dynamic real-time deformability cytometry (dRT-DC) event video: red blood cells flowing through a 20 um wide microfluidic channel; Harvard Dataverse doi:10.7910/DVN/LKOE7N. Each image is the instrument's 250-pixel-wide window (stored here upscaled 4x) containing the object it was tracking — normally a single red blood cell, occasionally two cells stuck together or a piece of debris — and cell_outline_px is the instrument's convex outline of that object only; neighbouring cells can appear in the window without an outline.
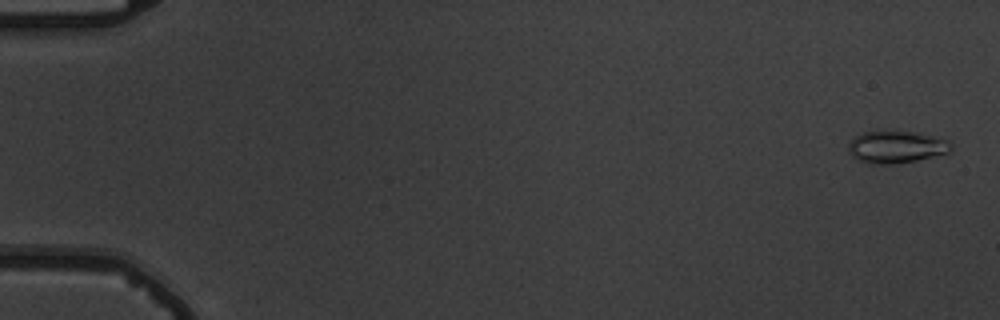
{"species": "common noctule bat (a hibernating species)", "species_latin": "Nyctalus noctula", "temperature_condition": "warm", "stored_images_in_passage": 6, "camera_frame_rate_fps": 3000, "um_per_image_px": 0.085, "animal": {"sex": "male", "body_mass_g": 19.5, "forearm_length_mm": 54.6}, "frame": {"image": 1, "passage_image": 1, "time_ms": 0.0, "image_size_px": [1000, 320], "cell_outline_px": [[952, 152], [916, 160], [896, 164], [868, 164], [852, 156], [848, 152], [848, 144], [856, 136], [864, 132], [916, 132], [948, 140], [952, 144]], "centroid_in_image_um": [76.2, 12.51], "position_along_channel_um": 8.8, "area_um2": 19.13}}
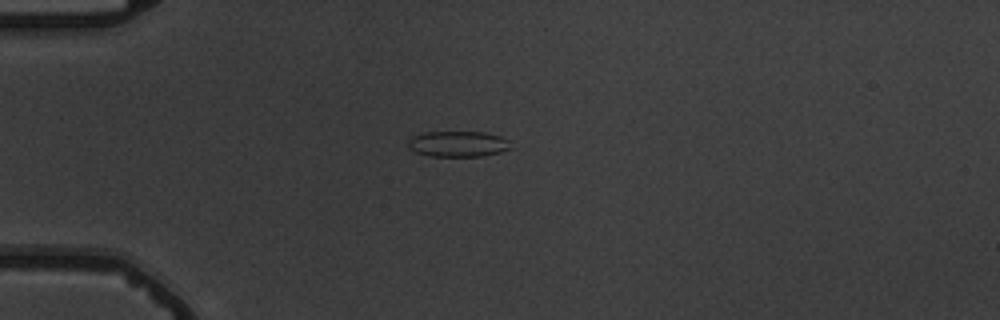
{"frame": {"image": 2, "passage_image": 5, "time_ms": 4.667, "image_size_px": [1000, 320], "cell_outline_px": [[512, 148], [500, 152], [480, 156], [432, 156], [416, 152], [408, 148], [408, 140], [412, 136], [424, 132], [484, 132], [500, 136], [508, 140]], "centroid_in_image_um": [38.92, 12.23], "position_along_channel_um": 46.1, "area_um2": 15.37}}